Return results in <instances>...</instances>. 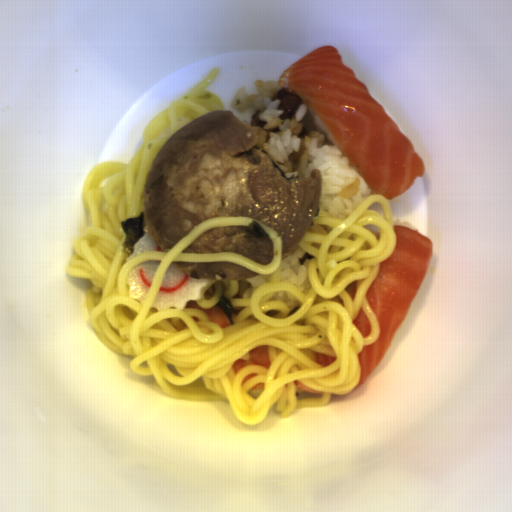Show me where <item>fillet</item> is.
I'll return each instance as SVG.
<instances>
[{
    "label": "fillet",
    "mask_w": 512,
    "mask_h": 512,
    "mask_svg": "<svg viewBox=\"0 0 512 512\" xmlns=\"http://www.w3.org/2000/svg\"><path fill=\"white\" fill-rule=\"evenodd\" d=\"M277 83L319 118L371 195L382 194L389 202L425 175L422 157L331 45L283 69Z\"/></svg>",
    "instance_id": "25842a12"
},
{
    "label": "fillet",
    "mask_w": 512,
    "mask_h": 512,
    "mask_svg": "<svg viewBox=\"0 0 512 512\" xmlns=\"http://www.w3.org/2000/svg\"><path fill=\"white\" fill-rule=\"evenodd\" d=\"M396 242L367 293L368 307L376 314L380 333L357 353L363 382L393 343L429 269L434 247L429 237L405 226H395Z\"/></svg>",
    "instance_id": "e2c912f1"
},
{
    "label": "fillet",
    "mask_w": 512,
    "mask_h": 512,
    "mask_svg": "<svg viewBox=\"0 0 512 512\" xmlns=\"http://www.w3.org/2000/svg\"><path fill=\"white\" fill-rule=\"evenodd\" d=\"M255 363H261V364H265V365L269 366L270 359H269V355H268V349H266L262 346L258 347L256 349H253L249 355L248 360H242L240 362H237L236 364H234L232 369L236 373V372L240 371L241 369L251 366Z\"/></svg>",
    "instance_id": "e495c32b"
},
{
    "label": "fillet",
    "mask_w": 512,
    "mask_h": 512,
    "mask_svg": "<svg viewBox=\"0 0 512 512\" xmlns=\"http://www.w3.org/2000/svg\"><path fill=\"white\" fill-rule=\"evenodd\" d=\"M352 322L359 329L363 337H367L370 334V321L362 307L358 309L357 315Z\"/></svg>",
    "instance_id": "f6d04758"
},
{
    "label": "fillet",
    "mask_w": 512,
    "mask_h": 512,
    "mask_svg": "<svg viewBox=\"0 0 512 512\" xmlns=\"http://www.w3.org/2000/svg\"><path fill=\"white\" fill-rule=\"evenodd\" d=\"M315 359L320 367H327L335 358L317 351L315 352Z\"/></svg>",
    "instance_id": "f7120dc5"
},
{
    "label": "fillet",
    "mask_w": 512,
    "mask_h": 512,
    "mask_svg": "<svg viewBox=\"0 0 512 512\" xmlns=\"http://www.w3.org/2000/svg\"><path fill=\"white\" fill-rule=\"evenodd\" d=\"M298 391H301V392H305V393H308V394H322V393H319L303 384H301L300 382H298L297 380L294 382Z\"/></svg>",
    "instance_id": "d4e80104"
}]
</instances>
